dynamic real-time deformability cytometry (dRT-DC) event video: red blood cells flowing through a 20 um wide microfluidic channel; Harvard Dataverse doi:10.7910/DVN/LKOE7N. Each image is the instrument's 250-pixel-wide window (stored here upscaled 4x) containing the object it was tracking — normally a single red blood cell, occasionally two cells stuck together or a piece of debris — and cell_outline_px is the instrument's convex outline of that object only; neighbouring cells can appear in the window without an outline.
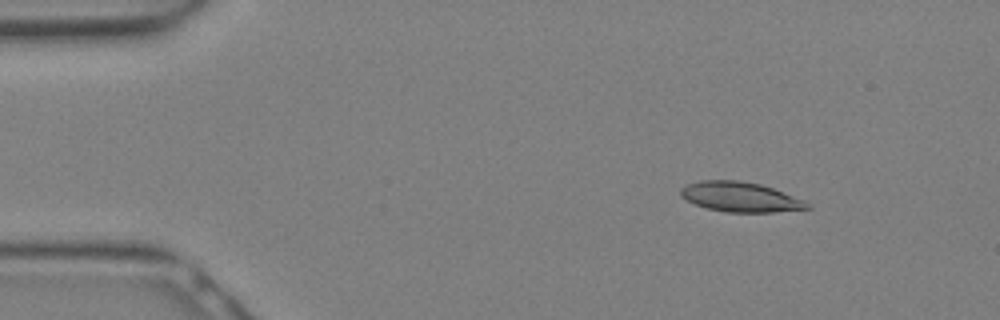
{"species": "Egyptian fruit bat (a non-hibernating species)", "species_latin": "Rousettus aegyptiacus", "temperature_condition": "warm", "stored_images_in_passage": 9, "camera_frame_rate_fps": 3000, "um_per_image_px": 0.085, "animal": {"sex": "female"}, "frame": {"image": 1, "passage_image": 4, "time_ms": 1.0, "image_size_px": [1000, 320], "cell_outline_px": [[812, 208], [772, 212], [724, 212], [708, 208], [696, 204], [680, 196], [680, 188], [688, 184], [700, 180], [740, 180], [760, 184], [772, 188], [804, 200], [812, 204]], "centroid_in_image_um": [62.94, 16.74], "position_along_channel_um": 22.1, "area_um2": 21.96}}